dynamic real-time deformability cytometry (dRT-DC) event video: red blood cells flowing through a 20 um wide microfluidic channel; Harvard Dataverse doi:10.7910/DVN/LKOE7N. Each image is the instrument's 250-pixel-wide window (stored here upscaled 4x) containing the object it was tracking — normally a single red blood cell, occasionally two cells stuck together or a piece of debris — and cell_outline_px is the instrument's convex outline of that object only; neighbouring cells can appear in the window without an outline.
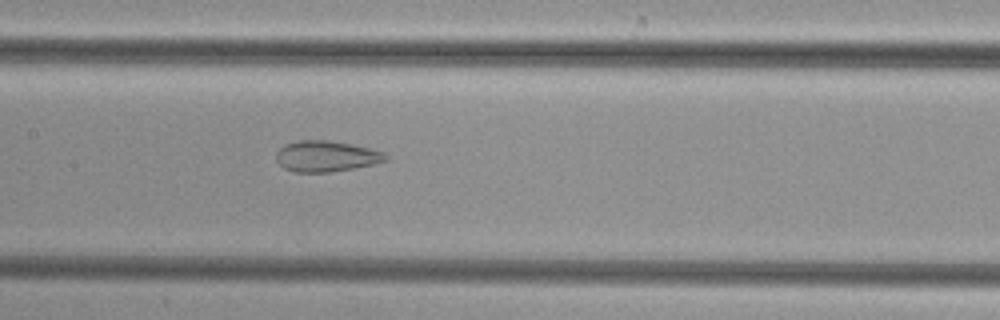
{"species": "common noctule bat (a hibernating species)", "species_latin": "Nyctalus noctula", "temperature_condition": "cold", "stored_images_in_passage": 36, "camera_frame_rate_fps": 3000, "um_per_image_px": 0.085, "animal": {"sex": "female", "body_mass_g": 29.2, "forearm_length_mm": 56.3}, "frame": {"image": 1, "passage_image": 13, "time_ms": 4.0, "image_size_px": [1000, 320], "cell_outline_px": [[388, 160], [356, 168], [332, 172], [292, 172], [284, 168], [276, 160], [276, 152], [284, 144], [296, 140], [328, 140], [352, 144], [384, 152], [388, 156]], "centroid_in_image_um": [27.71, 13.28], "position_along_channel_um": 179.7, "area_um2": 19.88}}
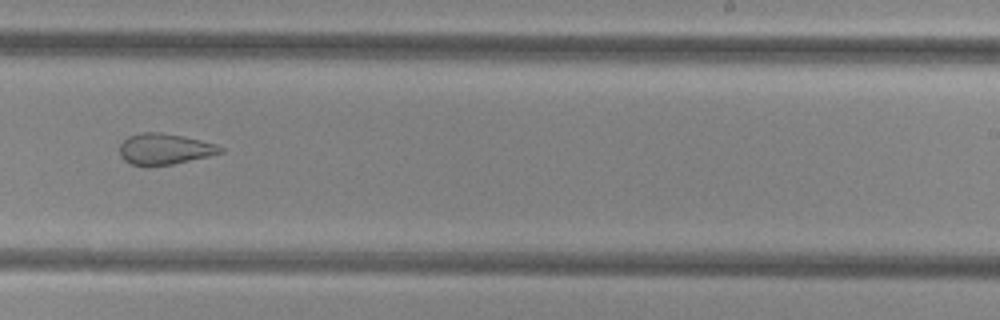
{"frame": {"image": 2, "passage_image": 20, "time_ms": 6.333, "image_size_px": [1000, 320], "cell_outline_px": [[224, 152], [208, 156], [172, 164], [132, 164], [124, 160], [120, 156], [120, 144], [128, 136], [140, 132], [160, 132], [200, 140], [216, 144], [224, 148]], "centroid_in_image_um": [13.99, 12.64], "position_along_channel_um": 275.0, "area_um2": 17.8}}
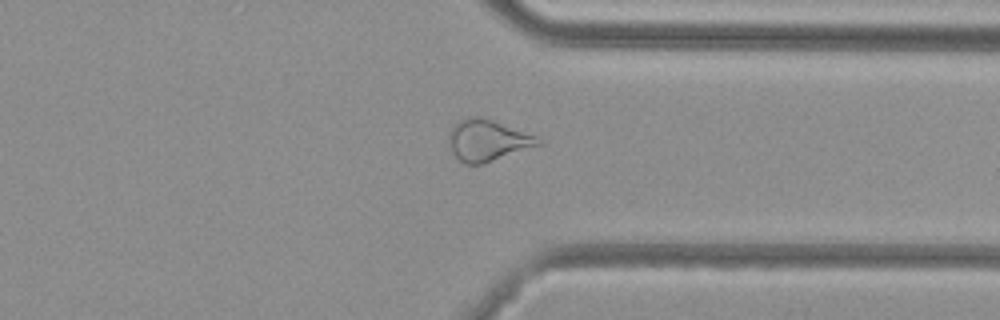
{"frame": {"image": 3, "passage_image": 27, "time_ms": 8.667, "image_size_px": [1000, 320], "cell_outline_px": [[544, 144], [484, 164], [464, 164], [452, 152], [448, 140], [448, 132], [452, 124], [456, 120], [468, 116], [480, 116], [492, 120], [536, 136], [544, 140]], "centroid_in_image_um": [41.43, 11.92], "position_along_channel_um": 370.0, "area_um2": 21.96}}